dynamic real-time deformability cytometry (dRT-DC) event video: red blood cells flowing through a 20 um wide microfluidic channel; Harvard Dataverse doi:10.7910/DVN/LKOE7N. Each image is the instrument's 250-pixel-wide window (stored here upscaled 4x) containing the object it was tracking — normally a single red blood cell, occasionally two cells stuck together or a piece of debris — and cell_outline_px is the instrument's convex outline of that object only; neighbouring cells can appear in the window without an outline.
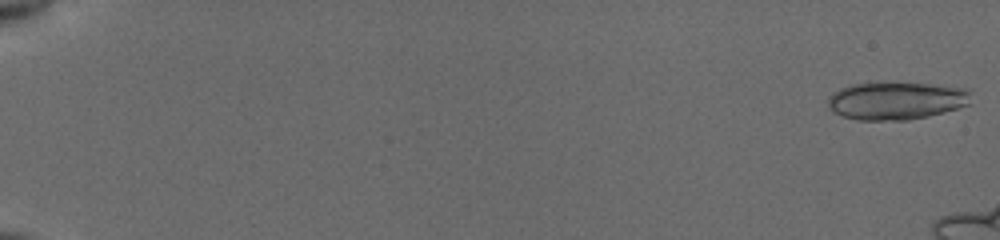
{"species": "common noctule bat (a hibernating species)", "species_latin": "Nyctalus noctula", "temperature_condition": "cold", "stored_images_in_passage": 15, "camera_frame_rate_fps": 3000, "um_per_image_px": 0.085, "animal": {"sex": "female", "body_mass_g": 19.5, "forearm_length_mm": 54.1}, "frame": {"image": 1, "passage_image": 1, "time_ms": 0.0, "image_size_px": [1000, 240], "cell_outline_px": [[972, 88], [968, 104], [944, 112], [928, 116], [908, 120], [856, 120], [832, 112], [828, 108], [828, 96], [832, 92], [840, 88], [852, 84], [928, 84]], "centroid_in_image_um": [76.17, 8.57], "position_along_channel_um": 8.8, "area_um2": 31.27}}